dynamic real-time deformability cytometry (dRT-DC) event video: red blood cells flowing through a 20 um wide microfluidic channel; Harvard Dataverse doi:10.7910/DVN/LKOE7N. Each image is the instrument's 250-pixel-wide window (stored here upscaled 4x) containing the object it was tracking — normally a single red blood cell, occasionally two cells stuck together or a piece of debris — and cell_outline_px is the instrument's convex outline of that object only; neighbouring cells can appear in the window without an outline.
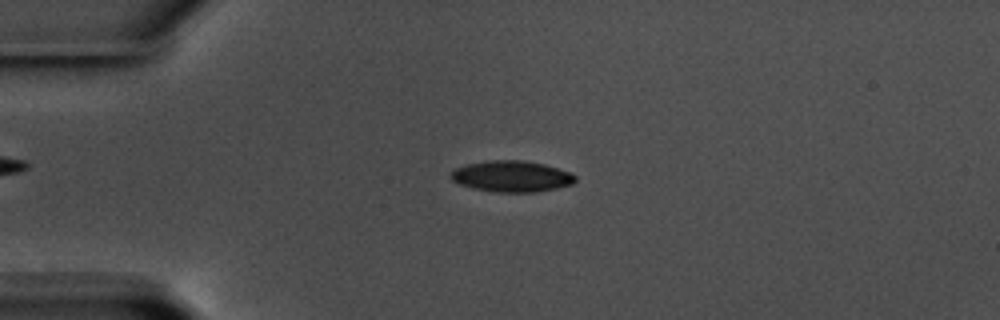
{"species": "common noctule bat (a hibernating species)", "species_latin": "Nyctalus noctula", "temperature_condition": "warm", "stored_images_in_passage": 57, "camera_frame_rate_fps": 3000, "um_per_image_px": 0.085, "animal": {"sex": "male", "body_mass_g": 17.5, "forearm_length_mm": 52.3}, "frame": {"image": 1, "passage_image": 14, "time_ms": 4.333, "image_size_px": [1000, 320], "cell_outline_px": [[576, 180], [572, 184], [556, 188], [536, 192], [492, 192], [472, 188], [460, 184], [452, 180], [448, 176], [448, 172], [452, 168], [464, 164], [488, 160], [520, 160], [544, 164], [568, 172], [576, 176]], "centroid_in_image_um": [43.39, 14.98], "position_along_channel_um": 41.6, "area_um2": 22.83}}
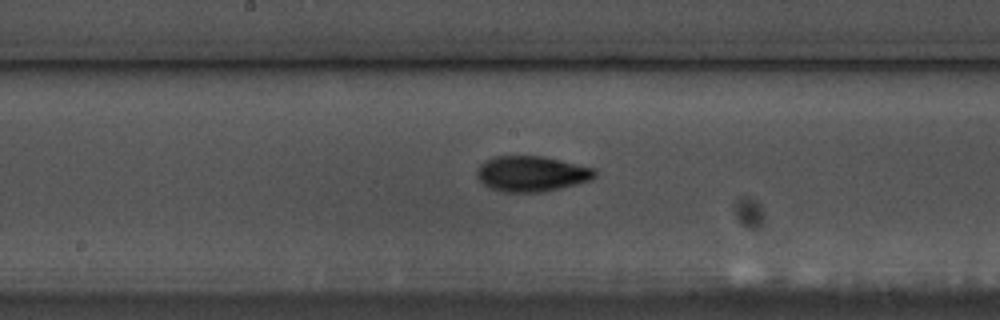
{"frame": {"image": 2, "passage_image": 30, "time_ms": 9.667, "image_size_px": [1000, 320], "cell_outline_px": [[596, 176], [592, 180], [560, 188], [540, 192], [504, 192], [492, 188], [484, 184], [476, 176], [476, 172], [480, 164], [496, 156], [544, 156], [596, 168]], "centroid_in_image_um": [45.22, 14.76], "position_along_channel_um": 203.0, "area_um2": 24.39}}
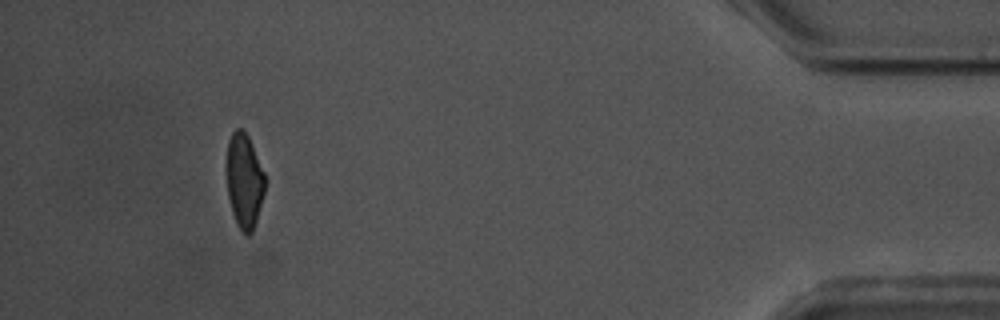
{"frame": {"image": 3, "passage_image": 53, "time_ms": 17.333, "image_size_px": [1000, 320], "cell_outline_px": [[264, 192], [256, 220], [252, 232], [248, 236], [244, 236], [232, 212], [228, 196], [228, 140], [232, 132], [236, 128], [240, 128], [248, 136], [252, 144], [264, 172]], "centroid_in_image_um": [20.77, 15.37], "position_along_channel_um": 414.4, "area_um2": 20.58}, "authors_computed_cell_mechanics": {"area_um2": 22.3686, "velocity_mm_per_s": 3.5678, "shape_relaxation_time_tau1_ms": 3.3201, "shape_relaxation_time_tau2_ms": 2.1571, "deformation_change_tau1": 0.1475, "deformation_change_tau2": 0.0732}}